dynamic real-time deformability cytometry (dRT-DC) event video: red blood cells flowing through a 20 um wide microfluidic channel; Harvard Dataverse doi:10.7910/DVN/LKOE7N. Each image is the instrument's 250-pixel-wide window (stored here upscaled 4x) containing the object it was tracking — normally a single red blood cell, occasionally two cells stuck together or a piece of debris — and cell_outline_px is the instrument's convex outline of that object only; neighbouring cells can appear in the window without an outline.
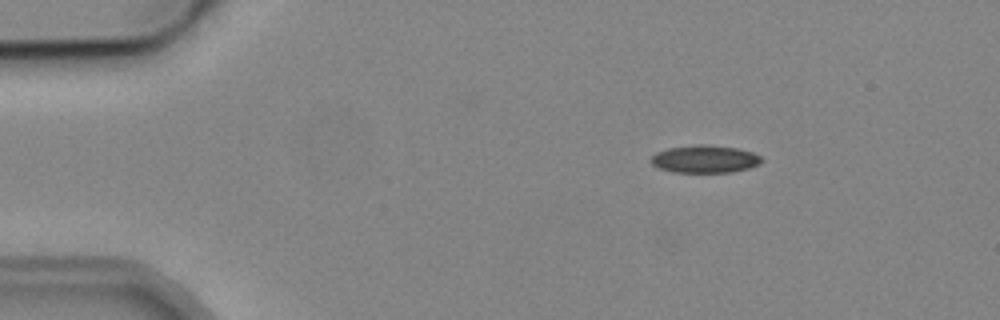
{"species": "common noctule bat (a hibernating species)", "species_latin": "Nyctalus noctula", "temperature_condition": "cold", "stored_images_in_passage": 5, "camera_frame_rate_fps": 3000, "um_per_image_px": 0.085, "animal": {"sex": "male", "body_mass_g": 19.2, "forearm_length_mm": 51.8}, "frame": {"image": 1, "passage_image": 2, "time_ms": 2.0, "image_size_px": [1000, 320], "cell_outline_px": [[764, 160], [748, 168], [732, 172], [672, 172], [660, 168], [652, 164], [652, 156], [656, 152], [668, 148], [700, 144], [708, 144], [736, 148], [752, 152], [760, 156]], "centroid_in_image_um": [59.9, 13.51], "position_along_channel_um": 25.1, "area_um2": 17.63}}